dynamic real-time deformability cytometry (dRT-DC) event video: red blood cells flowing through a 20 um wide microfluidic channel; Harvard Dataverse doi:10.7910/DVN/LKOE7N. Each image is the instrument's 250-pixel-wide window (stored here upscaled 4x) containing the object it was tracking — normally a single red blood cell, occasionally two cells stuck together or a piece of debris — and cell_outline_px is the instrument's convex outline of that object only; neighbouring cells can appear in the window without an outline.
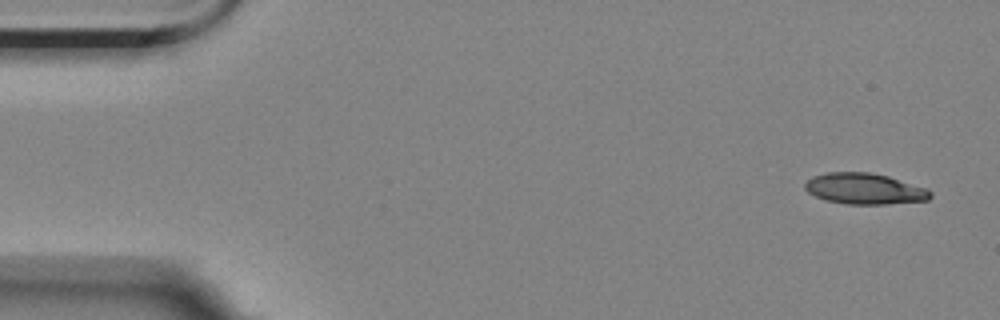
{"species": "Egyptian fruit bat (a non-hibernating species)", "species_latin": "Rousettus aegyptiacus", "temperature_condition": "room temperature", "stored_images_in_passage": 15, "camera_frame_rate_fps": 3000, "um_per_image_px": 0.085, "animal": {"sex": "female"}, "frame": {"image": 1, "passage_image": 1, "time_ms": 0.0, "image_size_px": [1000, 320], "cell_outline_px": [[932, 196], [928, 200], [884, 204], [848, 204], [824, 200], [808, 192], [804, 188], [804, 184], [812, 176], [828, 172], [868, 172], [888, 176], [928, 188], [932, 192]], "centroid_in_image_um": [73.49, 16.04], "position_along_channel_um": 11.5, "area_um2": 22.72}}
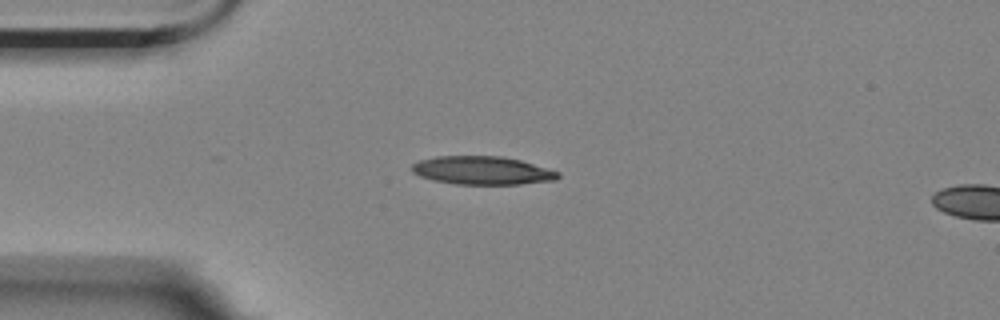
{"frame": {"image": 2, "passage_image": 12, "time_ms": 3.667, "image_size_px": [1000, 320], "cell_outline_px": [[560, 176], [556, 180], [520, 184], [456, 184], [436, 180], [420, 176], [412, 172], [412, 164], [420, 160], [436, 156], [504, 156], [520, 160], [560, 172]], "centroid_in_image_um": [41.01, 14.48], "position_along_channel_um": 44.0, "area_um2": 23.99}}